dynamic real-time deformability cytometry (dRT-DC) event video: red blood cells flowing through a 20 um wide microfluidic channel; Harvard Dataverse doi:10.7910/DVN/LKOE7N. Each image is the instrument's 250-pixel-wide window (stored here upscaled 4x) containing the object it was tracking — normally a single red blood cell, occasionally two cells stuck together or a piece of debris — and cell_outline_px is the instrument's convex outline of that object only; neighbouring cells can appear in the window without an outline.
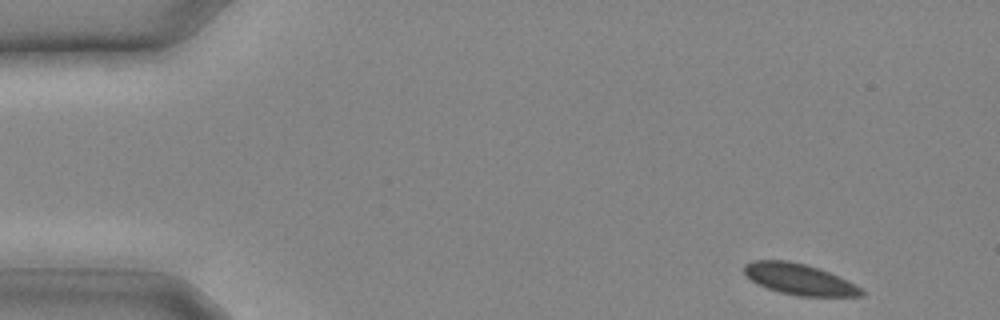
{"species": "common noctule bat (a hibernating species)", "species_latin": "Nyctalus noctula", "temperature_condition": "cold", "stored_images_in_passage": 10, "camera_frame_rate_fps": 3000, "um_per_image_px": 0.085, "animal": {"sex": "male", "body_mass_g": 20.4}, "frame": {"image": 1, "passage_image": 1, "time_ms": 0.0, "image_size_px": [1000, 320], "cell_outline_px": [[864, 296], [800, 296], [780, 292], [756, 284], [744, 272], [744, 264], [752, 260], [788, 260], [820, 268], [856, 284], [864, 292]], "centroid_in_image_um": [67.94, 23.73], "position_along_channel_um": 17.1, "area_um2": 21.15}}
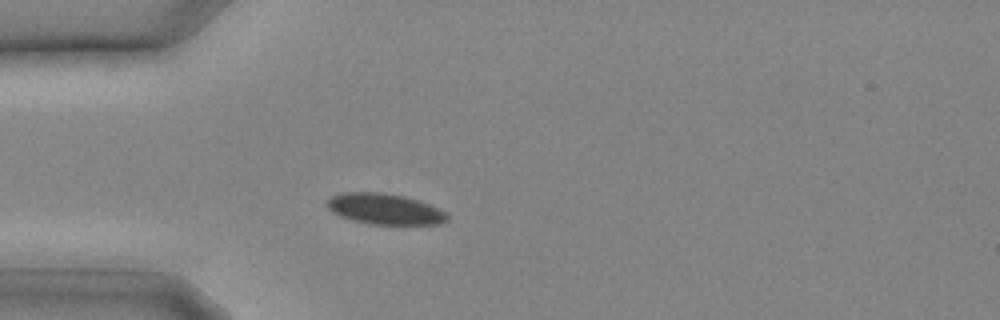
{"frame": {"image": 2, "passage_image": 6, "time_ms": 1.667, "image_size_px": [1000, 320], "cell_outline_px": [[448, 220], [436, 224], [368, 224], [352, 220], [340, 216], [332, 212], [328, 208], [328, 200], [332, 196], [340, 192], [380, 192], [404, 196], [428, 204], [444, 212], [448, 216]], "centroid_in_image_um": [32.65, 17.76], "position_along_channel_um": 52.3, "area_um2": 21.33}}
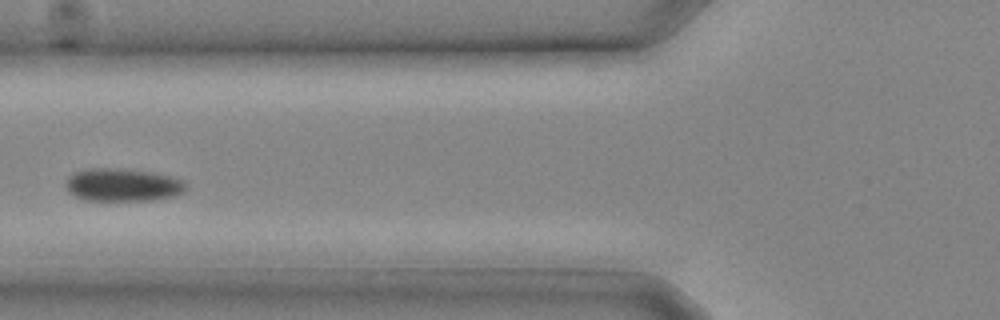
{"frame": {"image": 3, "passage_image": 9, "time_ms": 2.667, "image_size_px": [1000, 320], "cell_outline_px": [[188, 188], [184, 192], [176, 196], [152, 200], [88, 200], [76, 196], [68, 192], [64, 184], [68, 176], [72, 172], [88, 168], [124, 168], [152, 172], [172, 176], [184, 180], [188, 184]], "centroid_in_image_um": [10.46, 15.7], "position_along_channel_um": 115.3, "area_um2": 23.52}}